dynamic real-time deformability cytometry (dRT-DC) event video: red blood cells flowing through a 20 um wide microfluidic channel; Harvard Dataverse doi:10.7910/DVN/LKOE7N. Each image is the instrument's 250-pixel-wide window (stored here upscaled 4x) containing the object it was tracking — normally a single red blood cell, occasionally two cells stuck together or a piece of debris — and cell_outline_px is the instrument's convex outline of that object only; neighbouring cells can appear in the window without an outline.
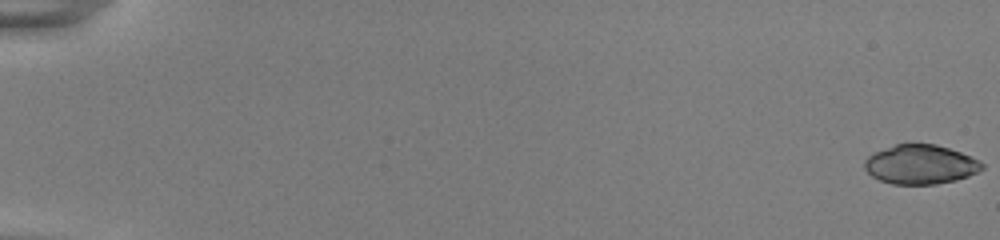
{"species": "common noctule bat (a hibernating species)", "species_latin": "Nyctalus noctula", "temperature_condition": "room temperature", "stored_images_in_passage": 54, "camera_frame_rate_fps": 3000, "um_per_image_px": 0.085, "animal": {"sex": "female", "body_mass_g": 22.0, "forearm_length_mm": 56.7}, "frame": {"image": 1, "passage_image": 1, "time_ms": 0.0, "image_size_px": [1000, 240], "cell_outline_px": [[984, 168], [968, 176], [956, 180], [936, 184], [892, 184], [880, 180], [872, 176], [864, 168], [864, 160], [868, 156], [876, 152], [896, 144], [936, 144], [972, 156], [980, 160], [984, 164]], "centroid_in_image_um": [78.26, 13.98], "position_along_channel_um": 6.7, "area_um2": 26.82}}
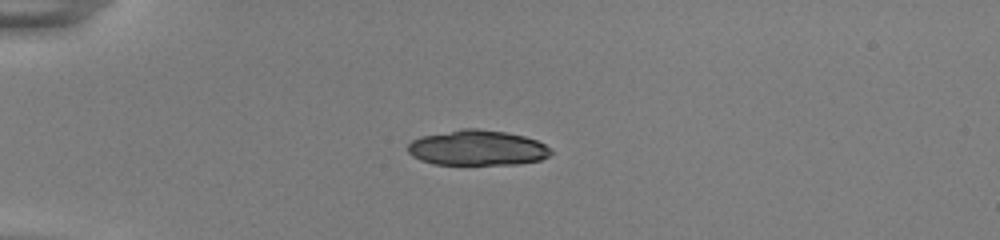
{"frame": {"image": 2, "passage_image": 16, "time_ms": 5.0, "image_size_px": [1000, 240], "cell_outline_px": [[552, 152], [548, 156], [540, 160], [520, 164], [432, 164], [420, 160], [412, 156], [408, 152], [408, 144], [412, 140], [420, 136], [460, 128], [476, 128], [504, 132], [524, 136], [536, 140], [552, 148]], "centroid_in_image_um": [40.55, 12.56], "position_along_channel_um": 44.4, "area_um2": 29.59}}